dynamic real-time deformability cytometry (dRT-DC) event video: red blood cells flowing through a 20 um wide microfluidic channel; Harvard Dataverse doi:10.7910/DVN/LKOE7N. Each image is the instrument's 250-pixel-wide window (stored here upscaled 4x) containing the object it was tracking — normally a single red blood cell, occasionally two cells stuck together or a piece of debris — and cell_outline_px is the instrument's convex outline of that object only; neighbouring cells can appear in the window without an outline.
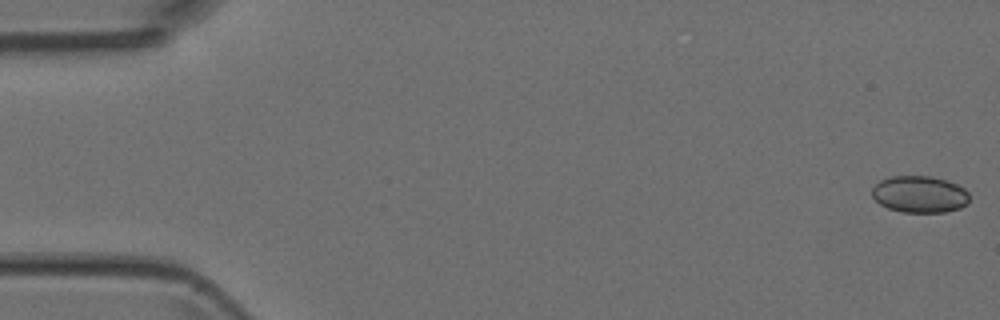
{"species": "Egyptian fruit bat (a non-hibernating species)", "species_latin": "Rousettus aegyptiacus", "temperature_condition": "room temperature", "stored_images_in_passage": 2, "camera_frame_rate_fps": 3000, "um_per_image_px": 0.085, "animal": {"sex": "female"}, "frame": {"image": 1, "passage_image": 2, "time_ms": 1.333, "image_size_px": [1000, 320], "cell_outline_px": [[968, 204], [960, 208], [944, 212], [904, 212], [888, 208], [880, 204], [872, 196], [872, 188], [880, 180], [892, 176], [932, 176], [948, 180], [964, 188], [968, 192]], "centroid_in_image_um": [78.18, 16.51], "position_along_channel_um": 6.8, "area_um2": 20.92}}